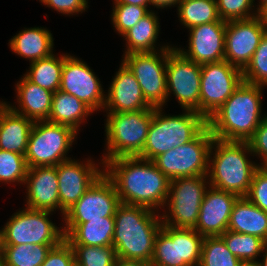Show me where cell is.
Instances as JSON below:
<instances>
[{"label":"cell","instance_id":"6da1fadb","mask_svg":"<svg viewBox=\"0 0 267 266\" xmlns=\"http://www.w3.org/2000/svg\"><path fill=\"white\" fill-rule=\"evenodd\" d=\"M104 173L113 182L120 202L158 212L164 209L170 179L151 160L118 157L104 163Z\"/></svg>","mask_w":267,"mask_h":266},{"label":"cell","instance_id":"7a4b0ae2","mask_svg":"<svg viewBox=\"0 0 267 266\" xmlns=\"http://www.w3.org/2000/svg\"><path fill=\"white\" fill-rule=\"evenodd\" d=\"M264 87L243 81L225 103L207 119L216 139L248 142L261 121Z\"/></svg>","mask_w":267,"mask_h":266},{"label":"cell","instance_id":"3957f363","mask_svg":"<svg viewBox=\"0 0 267 266\" xmlns=\"http://www.w3.org/2000/svg\"><path fill=\"white\" fill-rule=\"evenodd\" d=\"M112 246L117 258L150 264L156 236L162 226L161 213L143 206L121 203L114 215Z\"/></svg>","mask_w":267,"mask_h":266},{"label":"cell","instance_id":"277c9868","mask_svg":"<svg viewBox=\"0 0 267 266\" xmlns=\"http://www.w3.org/2000/svg\"><path fill=\"white\" fill-rule=\"evenodd\" d=\"M248 142L213 139L209 152L208 180L210 186L246 197L252 177L259 164ZM251 160V161H250Z\"/></svg>","mask_w":267,"mask_h":266},{"label":"cell","instance_id":"5b68a950","mask_svg":"<svg viewBox=\"0 0 267 266\" xmlns=\"http://www.w3.org/2000/svg\"><path fill=\"white\" fill-rule=\"evenodd\" d=\"M163 108H152V121L142 152L137 156L153 161L168 150L195 139L206 127L207 120L196 111L183 110L170 115Z\"/></svg>","mask_w":267,"mask_h":266},{"label":"cell","instance_id":"8992f818","mask_svg":"<svg viewBox=\"0 0 267 266\" xmlns=\"http://www.w3.org/2000/svg\"><path fill=\"white\" fill-rule=\"evenodd\" d=\"M105 116L106 154L102 161L118 157L138 156L146 143L152 121V108L124 113H107Z\"/></svg>","mask_w":267,"mask_h":266},{"label":"cell","instance_id":"52a82bcc","mask_svg":"<svg viewBox=\"0 0 267 266\" xmlns=\"http://www.w3.org/2000/svg\"><path fill=\"white\" fill-rule=\"evenodd\" d=\"M78 134L66 125L47 120L34 122L25 154L28 168L57 166L71 159L66 155Z\"/></svg>","mask_w":267,"mask_h":266},{"label":"cell","instance_id":"ba28073f","mask_svg":"<svg viewBox=\"0 0 267 266\" xmlns=\"http://www.w3.org/2000/svg\"><path fill=\"white\" fill-rule=\"evenodd\" d=\"M209 186L208 176L180 177L170 180L169 195L165 205L168 210L163 209L162 223L176 228L194 229L201 203Z\"/></svg>","mask_w":267,"mask_h":266},{"label":"cell","instance_id":"9c48e42d","mask_svg":"<svg viewBox=\"0 0 267 266\" xmlns=\"http://www.w3.org/2000/svg\"><path fill=\"white\" fill-rule=\"evenodd\" d=\"M203 240L195 229L162 224L150 266H199Z\"/></svg>","mask_w":267,"mask_h":266},{"label":"cell","instance_id":"30bf717a","mask_svg":"<svg viewBox=\"0 0 267 266\" xmlns=\"http://www.w3.org/2000/svg\"><path fill=\"white\" fill-rule=\"evenodd\" d=\"M53 213L27 207L18 210L3 226L4 245H59L65 239L63 224L57 227L49 219Z\"/></svg>","mask_w":267,"mask_h":266},{"label":"cell","instance_id":"8fae6325","mask_svg":"<svg viewBox=\"0 0 267 266\" xmlns=\"http://www.w3.org/2000/svg\"><path fill=\"white\" fill-rule=\"evenodd\" d=\"M213 139L210 129L206 127L195 139L157 156L153 163L170 180L207 176Z\"/></svg>","mask_w":267,"mask_h":266},{"label":"cell","instance_id":"7c38bea8","mask_svg":"<svg viewBox=\"0 0 267 266\" xmlns=\"http://www.w3.org/2000/svg\"><path fill=\"white\" fill-rule=\"evenodd\" d=\"M123 62L134 74L146 102L153 108L167 104V49L123 55Z\"/></svg>","mask_w":267,"mask_h":266},{"label":"cell","instance_id":"4fadbf2b","mask_svg":"<svg viewBox=\"0 0 267 266\" xmlns=\"http://www.w3.org/2000/svg\"><path fill=\"white\" fill-rule=\"evenodd\" d=\"M167 102L175 96L183 110L200 114L201 65L183 56L175 46L167 49Z\"/></svg>","mask_w":267,"mask_h":266},{"label":"cell","instance_id":"5bb4252c","mask_svg":"<svg viewBox=\"0 0 267 266\" xmlns=\"http://www.w3.org/2000/svg\"><path fill=\"white\" fill-rule=\"evenodd\" d=\"M243 82L242 70L226 60L201 65L200 115L206 120Z\"/></svg>","mask_w":267,"mask_h":266},{"label":"cell","instance_id":"9a60e30c","mask_svg":"<svg viewBox=\"0 0 267 266\" xmlns=\"http://www.w3.org/2000/svg\"><path fill=\"white\" fill-rule=\"evenodd\" d=\"M120 204L113 182L103 173L65 212L62 222L64 225H79L103 217H114Z\"/></svg>","mask_w":267,"mask_h":266},{"label":"cell","instance_id":"2e32d148","mask_svg":"<svg viewBox=\"0 0 267 266\" xmlns=\"http://www.w3.org/2000/svg\"><path fill=\"white\" fill-rule=\"evenodd\" d=\"M86 160L81 162L79 159L75 160L71 157V159L62 161L56 166L59 181V210L61 211L62 218L65 212L104 173V163L102 161L97 164L91 157Z\"/></svg>","mask_w":267,"mask_h":266},{"label":"cell","instance_id":"e0dca14e","mask_svg":"<svg viewBox=\"0 0 267 266\" xmlns=\"http://www.w3.org/2000/svg\"><path fill=\"white\" fill-rule=\"evenodd\" d=\"M266 32L267 23L259 15L248 19L227 21L225 60L243 71Z\"/></svg>","mask_w":267,"mask_h":266},{"label":"cell","instance_id":"ac0fdd59","mask_svg":"<svg viewBox=\"0 0 267 266\" xmlns=\"http://www.w3.org/2000/svg\"><path fill=\"white\" fill-rule=\"evenodd\" d=\"M59 90L74 95L96 113L104 110L105 92L101 81L88 64L78 57L64 54Z\"/></svg>","mask_w":267,"mask_h":266},{"label":"cell","instance_id":"d6986e66","mask_svg":"<svg viewBox=\"0 0 267 266\" xmlns=\"http://www.w3.org/2000/svg\"><path fill=\"white\" fill-rule=\"evenodd\" d=\"M226 24L220 20L189 28L188 49L175 48L200 65L225 60Z\"/></svg>","mask_w":267,"mask_h":266},{"label":"cell","instance_id":"ffe728a7","mask_svg":"<svg viewBox=\"0 0 267 266\" xmlns=\"http://www.w3.org/2000/svg\"><path fill=\"white\" fill-rule=\"evenodd\" d=\"M238 196L209 186L201 203L196 227L202 236H220L227 231L232 207Z\"/></svg>","mask_w":267,"mask_h":266},{"label":"cell","instance_id":"44dd1931","mask_svg":"<svg viewBox=\"0 0 267 266\" xmlns=\"http://www.w3.org/2000/svg\"><path fill=\"white\" fill-rule=\"evenodd\" d=\"M120 64L108 92H105L107 94H105V110L103 111L106 113H124L153 108L146 102L132 71L123 61Z\"/></svg>","mask_w":267,"mask_h":266},{"label":"cell","instance_id":"7402d4cb","mask_svg":"<svg viewBox=\"0 0 267 266\" xmlns=\"http://www.w3.org/2000/svg\"><path fill=\"white\" fill-rule=\"evenodd\" d=\"M24 185L26 205L33 210H59V181L56 166L28 168Z\"/></svg>","mask_w":267,"mask_h":266},{"label":"cell","instance_id":"603a6c76","mask_svg":"<svg viewBox=\"0 0 267 266\" xmlns=\"http://www.w3.org/2000/svg\"><path fill=\"white\" fill-rule=\"evenodd\" d=\"M16 104L4 101L13 111L33 122L48 120L52 107L53 93L30 82L24 75L15 84Z\"/></svg>","mask_w":267,"mask_h":266},{"label":"cell","instance_id":"cb8c5ba5","mask_svg":"<svg viewBox=\"0 0 267 266\" xmlns=\"http://www.w3.org/2000/svg\"><path fill=\"white\" fill-rule=\"evenodd\" d=\"M33 123L0 101V149L25 155Z\"/></svg>","mask_w":267,"mask_h":266},{"label":"cell","instance_id":"d4e9b609","mask_svg":"<svg viewBox=\"0 0 267 266\" xmlns=\"http://www.w3.org/2000/svg\"><path fill=\"white\" fill-rule=\"evenodd\" d=\"M8 44L13 53L30 63L52 55L54 50L53 35L44 27L24 28Z\"/></svg>","mask_w":267,"mask_h":266},{"label":"cell","instance_id":"484cf974","mask_svg":"<svg viewBox=\"0 0 267 266\" xmlns=\"http://www.w3.org/2000/svg\"><path fill=\"white\" fill-rule=\"evenodd\" d=\"M114 217L90 220L79 225H64L65 240L70 245L112 246Z\"/></svg>","mask_w":267,"mask_h":266},{"label":"cell","instance_id":"4316f807","mask_svg":"<svg viewBox=\"0 0 267 266\" xmlns=\"http://www.w3.org/2000/svg\"><path fill=\"white\" fill-rule=\"evenodd\" d=\"M227 230L257 236L267 243V213L247 197L235 201Z\"/></svg>","mask_w":267,"mask_h":266},{"label":"cell","instance_id":"83f0119b","mask_svg":"<svg viewBox=\"0 0 267 266\" xmlns=\"http://www.w3.org/2000/svg\"><path fill=\"white\" fill-rule=\"evenodd\" d=\"M160 27L159 17L157 16V12L155 13L153 9L122 35L126 41V49L123 55L135 52H153L171 48L172 46L167 44L159 46L160 48L156 46Z\"/></svg>","mask_w":267,"mask_h":266},{"label":"cell","instance_id":"f1b7e54d","mask_svg":"<svg viewBox=\"0 0 267 266\" xmlns=\"http://www.w3.org/2000/svg\"><path fill=\"white\" fill-rule=\"evenodd\" d=\"M93 113L89 106L74 95L57 90L53 93L51 112L47 121L69 126L79 133L81 124Z\"/></svg>","mask_w":267,"mask_h":266},{"label":"cell","instance_id":"f546056e","mask_svg":"<svg viewBox=\"0 0 267 266\" xmlns=\"http://www.w3.org/2000/svg\"><path fill=\"white\" fill-rule=\"evenodd\" d=\"M63 64L64 54L57 56L53 53L48 57L31 62L29 70L24 76L33 84L55 92L60 88Z\"/></svg>","mask_w":267,"mask_h":266},{"label":"cell","instance_id":"4dcf8cb0","mask_svg":"<svg viewBox=\"0 0 267 266\" xmlns=\"http://www.w3.org/2000/svg\"><path fill=\"white\" fill-rule=\"evenodd\" d=\"M177 12L178 20L187 29L221 20L216 0H182Z\"/></svg>","mask_w":267,"mask_h":266},{"label":"cell","instance_id":"1f68e13d","mask_svg":"<svg viewBox=\"0 0 267 266\" xmlns=\"http://www.w3.org/2000/svg\"><path fill=\"white\" fill-rule=\"evenodd\" d=\"M57 245H4L2 266H41L50 249Z\"/></svg>","mask_w":267,"mask_h":266},{"label":"cell","instance_id":"d6a6232c","mask_svg":"<svg viewBox=\"0 0 267 266\" xmlns=\"http://www.w3.org/2000/svg\"><path fill=\"white\" fill-rule=\"evenodd\" d=\"M227 248L242 262H256L262 255L266 242L254 235L227 230L220 235Z\"/></svg>","mask_w":267,"mask_h":266},{"label":"cell","instance_id":"836d02e7","mask_svg":"<svg viewBox=\"0 0 267 266\" xmlns=\"http://www.w3.org/2000/svg\"><path fill=\"white\" fill-rule=\"evenodd\" d=\"M241 263L220 236L204 237L199 266H240Z\"/></svg>","mask_w":267,"mask_h":266},{"label":"cell","instance_id":"e575fe53","mask_svg":"<svg viewBox=\"0 0 267 266\" xmlns=\"http://www.w3.org/2000/svg\"><path fill=\"white\" fill-rule=\"evenodd\" d=\"M75 266H114L117 260L113 246L71 245Z\"/></svg>","mask_w":267,"mask_h":266},{"label":"cell","instance_id":"d590c367","mask_svg":"<svg viewBox=\"0 0 267 266\" xmlns=\"http://www.w3.org/2000/svg\"><path fill=\"white\" fill-rule=\"evenodd\" d=\"M27 170L25 155L0 149V183L23 185Z\"/></svg>","mask_w":267,"mask_h":266},{"label":"cell","instance_id":"8d00e7d4","mask_svg":"<svg viewBox=\"0 0 267 266\" xmlns=\"http://www.w3.org/2000/svg\"><path fill=\"white\" fill-rule=\"evenodd\" d=\"M243 81L267 86V32L262 37L251 61L242 71Z\"/></svg>","mask_w":267,"mask_h":266},{"label":"cell","instance_id":"74e56055","mask_svg":"<svg viewBox=\"0 0 267 266\" xmlns=\"http://www.w3.org/2000/svg\"><path fill=\"white\" fill-rule=\"evenodd\" d=\"M111 21L115 31L122 36L150 11L144 6L113 4Z\"/></svg>","mask_w":267,"mask_h":266},{"label":"cell","instance_id":"f35d334b","mask_svg":"<svg viewBox=\"0 0 267 266\" xmlns=\"http://www.w3.org/2000/svg\"><path fill=\"white\" fill-rule=\"evenodd\" d=\"M216 4L221 20L226 22L258 15V8L253 0H216Z\"/></svg>","mask_w":267,"mask_h":266},{"label":"cell","instance_id":"ab89813d","mask_svg":"<svg viewBox=\"0 0 267 266\" xmlns=\"http://www.w3.org/2000/svg\"><path fill=\"white\" fill-rule=\"evenodd\" d=\"M246 197L267 213V168L259 166L253 174Z\"/></svg>","mask_w":267,"mask_h":266},{"label":"cell","instance_id":"60d3db41","mask_svg":"<svg viewBox=\"0 0 267 266\" xmlns=\"http://www.w3.org/2000/svg\"><path fill=\"white\" fill-rule=\"evenodd\" d=\"M74 252L71 245L64 239L59 245L48 252L41 266H74Z\"/></svg>","mask_w":267,"mask_h":266},{"label":"cell","instance_id":"b9f144b4","mask_svg":"<svg viewBox=\"0 0 267 266\" xmlns=\"http://www.w3.org/2000/svg\"><path fill=\"white\" fill-rule=\"evenodd\" d=\"M248 143L253 157L258 156L260 158L259 161H261V163L259 166H265L267 164V116L256 128L254 135Z\"/></svg>","mask_w":267,"mask_h":266},{"label":"cell","instance_id":"7bdbcfd3","mask_svg":"<svg viewBox=\"0 0 267 266\" xmlns=\"http://www.w3.org/2000/svg\"><path fill=\"white\" fill-rule=\"evenodd\" d=\"M46 7L66 16H73L87 11L88 0H40Z\"/></svg>","mask_w":267,"mask_h":266},{"label":"cell","instance_id":"ee69618b","mask_svg":"<svg viewBox=\"0 0 267 266\" xmlns=\"http://www.w3.org/2000/svg\"><path fill=\"white\" fill-rule=\"evenodd\" d=\"M182 0H150V5L154 6V8L156 9H166V8H170L172 7H177L178 4L181 2Z\"/></svg>","mask_w":267,"mask_h":266},{"label":"cell","instance_id":"f6af8a7d","mask_svg":"<svg viewBox=\"0 0 267 266\" xmlns=\"http://www.w3.org/2000/svg\"><path fill=\"white\" fill-rule=\"evenodd\" d=\"M114 266H150V264L141 260H128L123 258H117Z\"/></svg>","mask_w":267,"mask_h":266},{"label":"cell","instance_id":"bcb514c9","mask_svg":"<svg viewBox=\"0 0 267 266\" xmlns=\"http://www.w3.org/2000/svg\"><path fill=\"white\" fill-rule=\"evenodd\" d=\"M113 4H130V5L144 6L149 11H152L150 10L151 9L150 0H114Z\"/></svg>","mask_w":267,"mask_h":266},{"label":"cell","instance_id":"7dc6e473","mask_svg":"<svg viewBox=\"0 0 267 266\" xmlns=\"http://www.w3.org/2000/svg\"><path fill=\"white\" fill-rule=\"evenodd\" d=\"M258 15L267 23V2L258 9Z\"/></svg>","mask_w":267,"mask_h":266},{"label":"cell","instance_id":"c3c4849f","mask_svg":"<svg viewBox=\"0 0 267 266\" xmlns=\"http://www.w3.org/2000/svg\"><path fill=\"white\" fill-rule=\"evenodd\" d=\"M263 258L260 260H258V263L260 264V266H267V244L264 247L263 253L261 255Z\"/></svg>","mask_w":267,"mask_h":266},{"label":"cell","instance_id":"681fc988","mask_svg":"<svg viewBox=\"0 0 267 266\" xmlns=\"http://www.w3.org/2000/svg\"><path fill=\"white\" fill-rule=\"evenodd\" d=\"M4 251V235H3V228L0 229V261L2 260Z\"/></svg>","mask_w":267,"mask_h":266},{"label":"cell","instance_id":"f907efd6","mask_svg":"<svg viewBox=\"0 0 267 266\" xmlns=\"http://www.w3.org/2000/svg\"><path fill=\"white\" fill-rule=\"evenodd\" d=\"M240 266H260V264L258 263V261H256V262H242L240 264Z\"/></svg>","mask_w":267,"mask_h":266},{"label":"cell","instance_id":"816d5d0a","mask_svg":"<svg viewBox=\"0 0 267 266\" xmlns=\"http://www.w3.org/2000/svg\"><path fill=\"white\" fill-rule=\"evenodd\" d=\"M260 2H259V4L257 5V8L259 9V8H261L266 2H267V0H259ZM253 2H255V0H253Z\"/></svg>","mask_w":267,"mask_h":266}]
</instances>
